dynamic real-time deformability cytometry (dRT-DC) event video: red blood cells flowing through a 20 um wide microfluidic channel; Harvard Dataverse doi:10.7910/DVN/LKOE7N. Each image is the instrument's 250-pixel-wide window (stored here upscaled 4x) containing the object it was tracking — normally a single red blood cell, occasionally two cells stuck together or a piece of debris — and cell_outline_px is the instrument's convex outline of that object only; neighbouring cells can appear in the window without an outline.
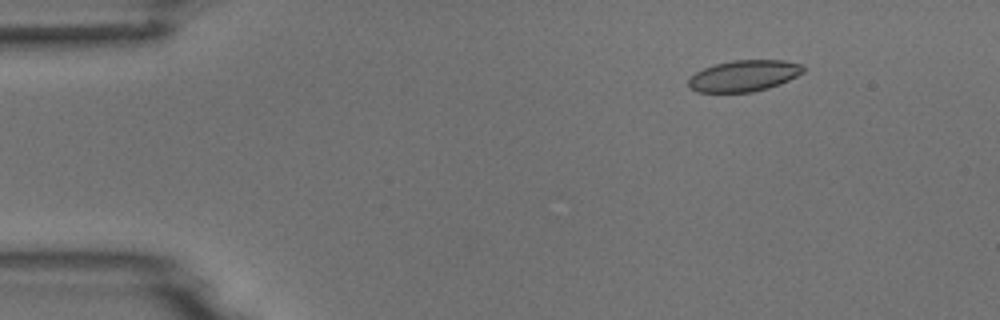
{"species": "common noctule bat (a hibernating species)", "species_latin": "Nyctalus noctula", "temperature_condition": "room temperature", "stored_images_in_passage": 5, "camera_frame_rate_fps": 3000, "um_per_image_px": 0.085, "animal": {"sex": "male", "body_mass_g": 18.8}, "frame": {"image": 1, "passage_image": 2, "time_ms": 1.0, "image_size_px": [1000, 320], "cell_outline_px": [[808, 68], [804, 72], [780, 84], [768, 88], [752, 92], [696, 92], [688, 88], [688, 80], [696, 72], [704, 68], [716, 64], [732, 60], [784, 60], [804, 64]], "centroid_in_image_um": [63.27, 6.44], "position_along_channel_um": 21.7, "area_um2": 21.1}}